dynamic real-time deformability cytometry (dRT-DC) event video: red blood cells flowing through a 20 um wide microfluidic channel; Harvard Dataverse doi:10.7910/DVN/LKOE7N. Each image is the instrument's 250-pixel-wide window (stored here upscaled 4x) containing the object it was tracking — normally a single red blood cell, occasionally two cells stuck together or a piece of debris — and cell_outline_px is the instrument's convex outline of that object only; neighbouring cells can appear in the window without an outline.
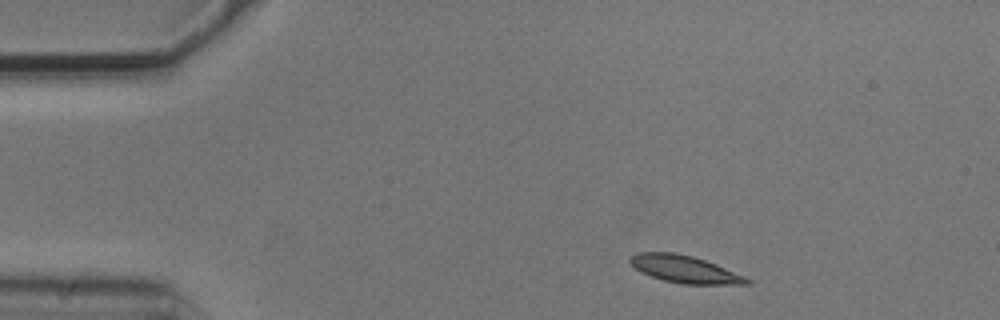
{"species": "common noctule bat (a hibernating species)", "species_latin": "Nyctalus noctula", "temperature_condition": "cold", "stored_images_in_passage": 3, "camera_frame_rate_fps": 3000, "um_per_image_px": 0.085, "animal": {"sex": "male", "body_mass_g": 20.5, "forearm_length_mm": 52.5}, "frame": {"image": 1, "passage_image": 1, "time_ms": 0.0, "image_size_px": [1000, 320], "cell_outline_px": [[752, 284], [684, 284], [664, 280], [652, 276], [636, 268], [628, 260], [636, 252], [672, 252], [692, 256], [716, 264], [744, 276], [752, 280]], "centroid_in_image_um": [58.23, 22.88], "position_along_channel_um": 26.8, "area_um2": 18.26}}
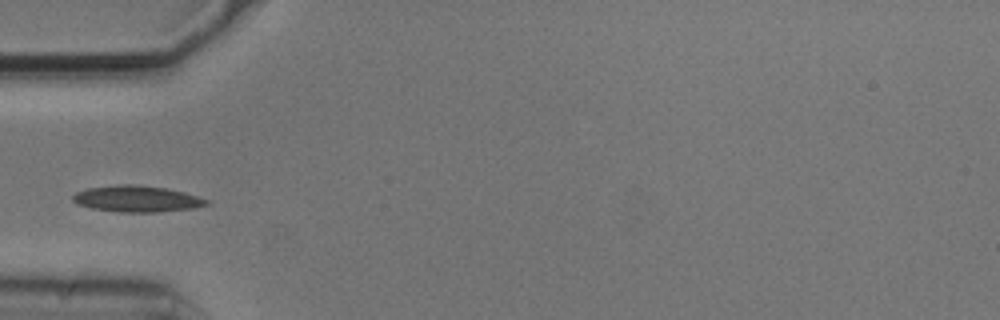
{"frame": {"image": 2, "passage_image": 3, "time_ms": 0.667, "image_size_px": [1000, 320], "cell_outline_px": [[212, 204], [192, 208], [156, 212], [116, 212], [92, 208], [80, 204], [72, 200], [72, 196], [76, 192], [88, 188], [116, 184], [136, 184], [168, 188], [184, 192], [212, 200]], "centroid_in_image_um": [11.69, 16.89], "position_along_channel_um": 73.3, "area_um2": 20.69}}